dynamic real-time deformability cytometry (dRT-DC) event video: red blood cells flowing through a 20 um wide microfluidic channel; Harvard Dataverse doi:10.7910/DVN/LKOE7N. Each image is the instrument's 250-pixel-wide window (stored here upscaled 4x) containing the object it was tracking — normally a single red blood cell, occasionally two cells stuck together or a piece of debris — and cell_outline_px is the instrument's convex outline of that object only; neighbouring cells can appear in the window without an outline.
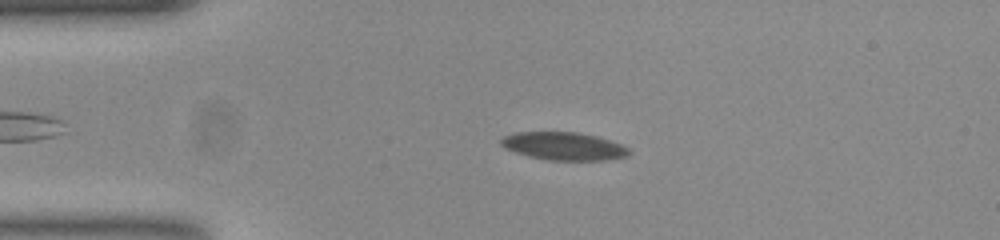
{"species": "common noctule bat (a hibernating species)", "species_latin": "Nyctalus noctula", "temperature_condition": "room temperature", "stored_images_in_passage": 54, "camera_frame_rate_fps": 3000, "um_per_image_px": 0.085, "animal": {"sex": "female", "body_mass_g": 23.0, "forearm_length_mm": 53.4}, "frame": {"image": 1, "passage_image": 11, "time_ms": 3.333, "image_size_px": [1000, 240], "cell_outline_px": [[632, 152], [628, 156], [604, 160], [548, 160], [528, 156], [504, 148], [500, 144], [500, 140], [504, 136], [516, 132], [576, 132], [596, 136], [620, 144], [628, 148]], "centroid_in_image_um": [47.91, 12.42], "position_along_channel_um": 37.1, "area_um2": 20.75}}
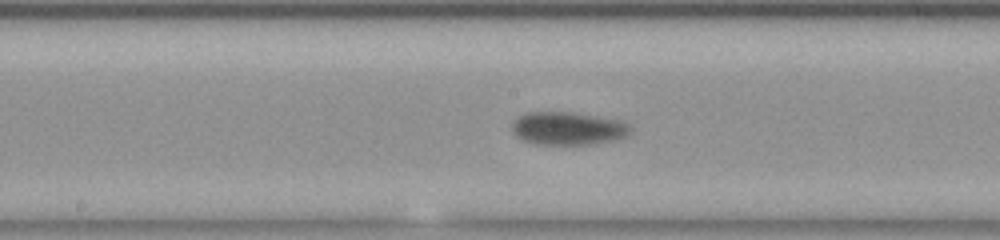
{"frame": {"image": 2, "passage_image": 27, "time_ms": 8.667, "image_size_px": [1000, 240], "cell_outline_px": [[628, 132], [624, 136], [608, 140], [588, 144], [540, 144], [524, 140], [516, 136], [512, 128], [512, 124], [524, 112], [572, 112], [624, 120], [628, 124]], "centroid_in_image_um": [48.24, 10.89], "position_along_channel_um": 200.0, "area_um2": 22.31}}
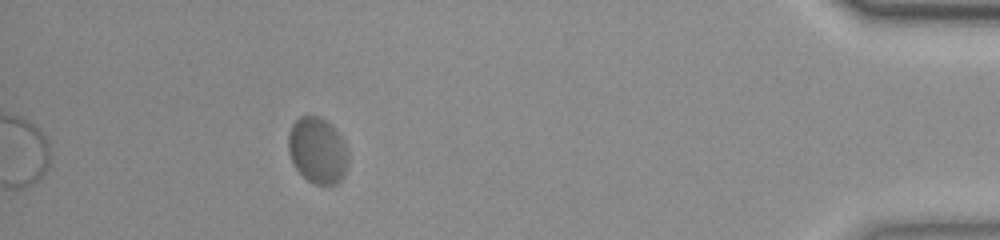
{"frame": {"image": 3, "passage_image": 49, "time_ms": 16.0, "image_size_px": [1000, 240], "cell_outline_px": [[348, 164], [344, 176], [336, 184], [316, 184], [308, 180], [296, 168], [288, 152], [288, 136], [292, 124], [300, 116], [320, 116], [328, 120], [336, 128], [344, 144]], "centroid_in_image_um": [26.99, 12.76], "position_along_channel_um": 408.2, "area_um2": 23.0}, "authors_computed_cell_mechanics": {"area_um2": 22.0796, "velocity_mm_per_s": 3.6483, "shape_relaxation_time_tau1_ms": 4.3615, "shape_relaxation_time_tau2_ms": null, "deformation_change_tau1": 0.1114, "deformation_change_tau2": null}}